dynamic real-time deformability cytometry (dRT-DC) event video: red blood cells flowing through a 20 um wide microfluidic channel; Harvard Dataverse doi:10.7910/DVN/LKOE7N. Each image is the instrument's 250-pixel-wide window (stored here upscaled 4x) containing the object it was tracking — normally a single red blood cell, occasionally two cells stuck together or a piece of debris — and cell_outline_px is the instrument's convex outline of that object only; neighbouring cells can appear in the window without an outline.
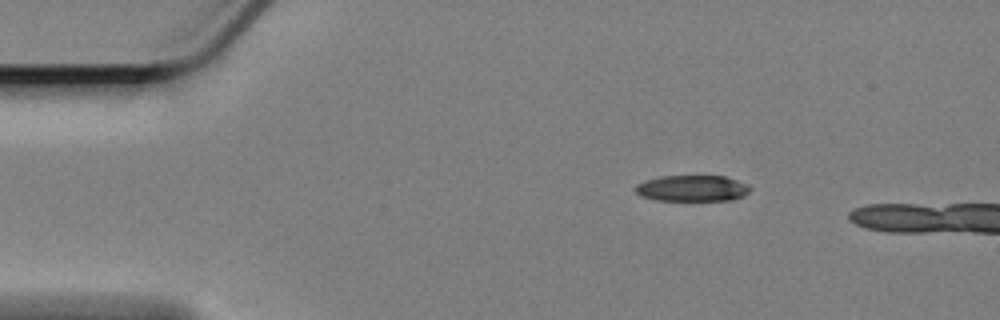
{"species": "Egyptian fruit bat (a non-hibernating species)", "species_latin": "Rousettus aegyptiacus", "temperature_condition": "cold", "stored_images_in_passage": 7, "camera_frame_rate_fps": 3000, "um_per_image_px": 0.085, "animal": {"sex": "female"}, "frame": {"image": 1, "passage_image": 1, "time_ms": 0.0, "image_size_px": [1000, 320], "cell_outline_px": [[752, 188], [744, 196], [732, 200], [656, 200], [640, 196], [636, 192], [636, 184], [644, 180], [660, 176], [724, 176], [748, 184]], "centroid_in_image_um": [58.84, 16.0], "position_along_channel_um": 26.2, "area_um2": 17.51}}